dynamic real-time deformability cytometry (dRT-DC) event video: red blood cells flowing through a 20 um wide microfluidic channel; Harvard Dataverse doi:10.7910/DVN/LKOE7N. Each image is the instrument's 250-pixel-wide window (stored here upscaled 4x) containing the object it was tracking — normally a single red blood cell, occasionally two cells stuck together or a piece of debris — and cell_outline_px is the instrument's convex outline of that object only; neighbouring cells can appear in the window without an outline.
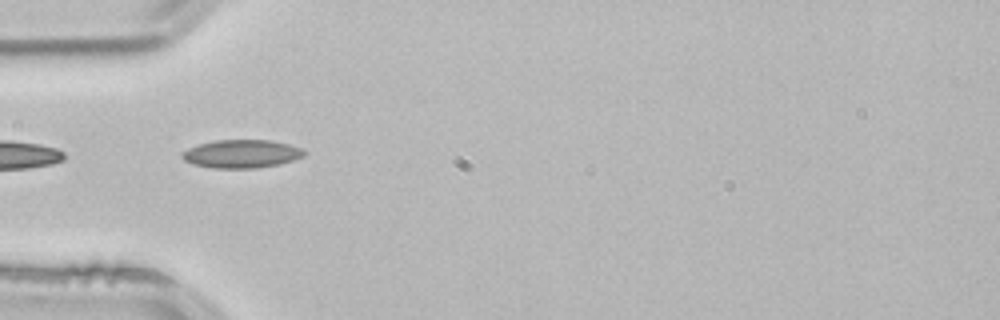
{"species": "common noctule bat (a hibernating species)", "species_latin": "Nyctalus noctula", "temperature_condition": "room temperature", "stored_images_in_passage": 3, "camera_frame_rate_fps": 3000, "um_per_image_px": 0.085, "animal": {"sex": "male", "body_mass_g": 21.5, "forearm_length_mm": 52.0}, "frame": {"image": 1, "passage_image": 3, "time_ms": 0.667, "image_size_px": [1000, 320], "cell_outline_px": [[308, 152], [304, 156], [280, 164], [256, 168], [212, 168], [192, 164], [184, 160], [180, 156], [188, 148], [200, 144], [216, 140], [272, 140], [304, 148]], "centroid_in_image_um": [20.57, 13.07], "position_along_channel_um": 64.4, "area_um2": 20.17}}